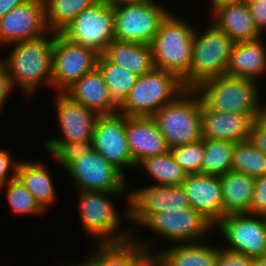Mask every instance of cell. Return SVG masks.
I'll return each mask as SVG.
<instances>
[{"instance_id": "obj_1", "label": "cell", "mask_w": 266, "mask_h": 266, "mask_svg": "<svg viewBox=\"0 0 266 266\" xmlns=\"http://www.w3.org/2000/svg\"><path fill=\"white\" fill-rule=\"evenodd\" d=\"M194 33L190 24L169 13L151 43L155 68L173 73L185 88H190Z\"/></svg>"}, {"instance_id": "obj_2", "label": "cell", "mask_w": 266, "mask_h": 266, "mask_svg": "<svg viewBox=\"0 0 266 266\" xmlns=\"http://www.w3.org/2000/svg\"><path fill=\"white\" fill-rule=\"evenodd\" d=\"M255 80L220 75L202 82L197 88L201 100L212 110L249 115L253 120L266 109L259 103Z\"/></svg>"}, {"instance_id": "obj_3", "label": "cell", "mask_w": 266, "mask_h": 266, "mask_svg": "<svg viewBox=\"0 0 266 266\" xmlns=\"http://www.w3.org/2000/svg\"><path fill=\"white\" fill-rule=\"evenodd\" d=\"M152 118L170 149L203 139L201 97L196 89L186 88Z\"/></svg>"}, {"instance_id": "obj_4", "label": "cell", "mask_w": 266, "mask_h": 266, "mask_svg": "<svg viewBox=\"0 0 266 266\" xmlns=\"http://www.w3.org/2000/svg\"><path fill=\"white\" fill-rule=\"evenodd\" d=\"M15 42L10 55L2 60L15 84L30 95L41 82L52 86L53 36ZM45 80V81H43Z\"/></svg>"}, {"instance_id": "obj_5", "label": "cell", "mask_w": 266, "mask_h": 266, "mask_svg": "<svg viewBox=\"0 0 266 266\" xmlns=\"http://www.w3.org/2000/svg\"><path fill=\"white\" fill-rule=\"evenodd\" d=\"M185 89L176 75L154 68L138 77L136 84L119 105L118 113L152 117Z\"/></svg>"}, {"instance_id": "obj_6", "label": "cell", "mask_w": 266, "mask_h": 266, "mask_svg": "<svg viewBox=\"0 0 266 266\" xmlns=\"http://www.w3.org/2000/svg\"><path fill=\"white\" fill-rule=\"evenodd\" d=\"M234 41L213 23L202 34L194 33L190 66V88L202 82L227 74Z\"/></svg>"}, {"instance_id": "obj_7", "label": "cell", "mask_w": 266, "mask_h": 266, "mask_svg": "<svg viewBox=\"0 0 266 266\" xmlns=\"http://www.w3.org/2000/svg\"><path fill=\"white\" fill-rule=\"evenodd\" d=\"M79 211L83 228L87 234L96 238L97 243H117L133 237L131 230L122 234L119 230L120 218L114 204L108 198L126 192L80 191ZM126 232V233H125ZM130 232V233H129Z\"/></svg>"}, {"instance_id": "obj_8", "label": "cell", "mask_w": 266, "mask_h": 266, "mask_svg": "<svg viewBox=\"0 0 266 266\" xmlns=\"http://www.w3.org/2000/svg\"><path fill=\"white\" fill-rule=\"evenodd\" d=\"M60 33L68 40L102 55L115 40L114 5L110 0L96 1L79 13Z\"/></svg>"}, {"instance_id": "obj_9", "label": "cell", "mask_w": 266, "mask_h": 266, "mask_svg": "<svg viewBox=\"0 0 266 266\" xmlns=\"http://www.w3.org/2000/svg\"><path fill=\"white\" fill-rule=\"evenodd\" d=\"M114 5L115 40L149 44L169 14L155 2L112 3Z\"/></svg>"}, {"instance_id": "obj_10", "label": "cell", "mask_w": 266, "mask_h": 266, "mask_svg": "<svg viewBox=\"0 0 266 266\" xmlns=\"http://www.w3.org/2000/svg\"><path fill=\"white\" fill-rule=\"evenodd\" d=\"M53 34L52 87L64 92L84 74L97 65V54L93 49L68 40L61 33Z\"/></svg>"}, {"instance_id": "obj_11", "label": "cell", "mask_w": 266, "mask_h": 266, "mask_svg": "<svg viewBox=\"0 0 266 266\" xmlns=\"http://www.w3.org/2000/svg\"><path fill=\"white\" fill-rule=\"evenodd\" d=\"M127 198L129 207L125 216L141 226L153 214L191 208L182 185H150L131 192Z\"/></svg>"}, {"instance_id": "obj_12", "label": "cell", "mask_w": 266, "mask_h": 266, "mask_svg": "<svg viewBox=\"0 0 266 266\" xmlns=\"http://www.w3.org/2000/svg\"><path fill=\"white\" fill-rule=\"evenodd\" d=\"M66 171L79 191L125 192L127 189L123 172L94 149L72 162Z\"/></svg>"}, {"instance_id": "obj_13", "label": "cell", "mask_w": 266, "mask_h": 266, "mask_svg": "<svg viewBox=\"0 0 266 266\" xmlns=\"http://www.w3.org/2000/svg\"><path fill=\"white\" fill-rule=\"evenodd\" d=\"M215 226L227 239L229 247L226 249L252 258L266 255V217H251L250 213L229 214Z\"/></svg>"}, {"instance_id": "obj_14", "label": "cell", "mask_w": 266, "mask_h": 266, "mask_svg": "<svg viewBox=\"0 0 266 266\" xmlns=\"http://www.w3.org/2000/svg\"><path fill=\"white\" fill-rule=\"evenodd\" d=\"M50 33L45 0H28L0 18V43L4 45L36 40Z\"/></svg>"}, {"instance_id": "obj_15", "label": "cell", "mask_w": 266, "mask_h": 266, "mask_svg": "<svg viewBox=\"0 0 266 266\" xmlns=\"http://www.w3.org/2000/svg\"><path fill=\"white\" fill-rule=\"evenodd\" d=\"M175 243H198L214 227L193 208L151 215L142 226Z\"/></svg>"}, {"instance_id": "obj_16", "label": "cell", "mask_w": 266, "mask_h": 266, "mask_svg": "<svg viewBox=\"0 0 266 266\" xmlns=\"http://www.w3.org/2000/svg\"><path fill=\"white\" fill-rule=\"evenodd\" d=\"M57 115L64 139H48L46 150L52 155L63 143L93 140L98 117L96 111L86 108L82 103L72 100L64 92L57 94Z\"/></svg>"}, {"instance_id": "obj_17", "label": "cell", "mask_w": 266, "mask_h": 266, "mask_svg": "<svg viewBox=\"0 0 266 266\" xmlns=\"http://www.w3.org/2000/svg\"><path fill=\"white\" fill-rule=\"evenodd\" d=\"M92 141L93 149L123 173V168L135 166L128 148L125 115H100Z\"/></svg>"}, {"instance_id": "obj_18", "label": "cell", "mask_w": 266, "mask_h": 266, "mask_svg": "<svg viewBox=\"0 0 266 266\" xmlns=\"http://www.w3.org/2000/svg\"><path fill=\"white\" fill-rule=\"evenodd\" d=\"M182 186L191 208L198 211L213 226L226 216L220 176L189 174Z\"/></svg>"}, {"instance_id": "obj_19", "label": "cell", "mask_w": 266, "mask_h": 266, "mask_svg": "<svg viewBox=\"0 0 266 266\" xmlns=\"http://www.w3.org/2000/svg\"><path fill=\"white\" fill-rule=\"evenodd\" d=\"M126 134L135 166L147 157L170 151L165 137L152 117L126 116Z\"/></svg>"}, {"instance_id": "obj_20", "label": "cell", "mask_w": 266, "mask_h": 266, "mask_svg": "<svg viewBox=\"0 0 266 266\" xmlns=\"http://www.w3.org/2000/svg\"><path fill=\"white\" fill-rule=\"evenodd\" d=\"M213 23L234 42L254 41L261 38L246 2L212 3Z\"/></svg>"}, {"instance_id": "obj_21", "label": "cell", "mask_w": 266, "mask_h": 266, "mask_svg": "<svg viewBox=\"0 0 266 266\" xmlns=\"http://www.w3.org/2000/svg\"><path fill=\"white\" fill-rule=\"evenodd\" d=\"M202 138L226 140L233 143L249 139L253 119L249 115L210 109L201 100Z\"/></svg>"}, {"instance_id": "obj_22", "label": "cell", "mask_w": 266, "mask_h": 266, "mask_svg": "<svg viewBox=\"0 0 266 266\" xmlns=\"http://www.w3.org/2000/svg\"><path fill=\"white\" fill-rule=\"evenodd\" d=\"M64 93L72 100L82 103L86 108L96 111L99 115L118 113L119 105L111 97L109 88L97 68L84 74Z\"/></svg>"}, {"instance_id": "obj_23", "label": "cell", "mask_w": 266, "mask_h": 266, "mask_svg": "<svg viewBox=\"0 0 266 266\" xmlns=\"http://www.w3.org/2000/svg\"><path fill=\"white\" fill-rule=\"evenodd\" d=\"M158 253L153 255V266H217L218 248L202 241L177 243Z\"/></svg>"}, {"instance_id": "obj_24", "label": "cell", "mask_w": 266, "mask_h": 266, "mask_svg": "<svg viewBox=\"0 0 266 266\" xmlns=\"http://www.w3.org/2000/svg\"><path fill=\"white\" fill-rule=\"evenodd\" d=\"M259 38L254 41L235 42L228 62L227 75L256 80L266 72V50Z\"/></svg>"}, {"instance_id": "obj_25", "label": "cell", "mask_w": 266, "mask_h": 266, "mask_svg": "<svg viewBox=\"0 0 266 266\" xmlns=\"http://www.w3.org/2000/svg\"><path fill=\"white\" fill-rule=\"evenodd\" d=\"M103 55L111 63L128 69L137 76H142L155 68L152 47L149 44L113 40Z\"/></svg>"}, {"instance_id": "obj_26", "label": "cell", "mask_w": 266, "mask_h": 266, "mask_svg": "<svg viewBox=\"0 0 266 266\" xmlns=\"http://www.w3.org/2000/svg\"><path fill=\"white\" fill-rule=\"evenodd\" d=\"M220 183L225 214H251L255 179L244 173L229 171L220 176Z\"/></svg>"}, {"instance_id": "obj_27", "label": "cell", "mask_w": 266, "mask_h": 266, "mask_svg": "<svg viewBox=\"0 0 266 266\" xmlns=\"http://www.w3.org/2000/svg\"><path fill=\"white\" fill-rule=\"evenodd\" d=\"M49 171L41 163L20 162L16 178L33 194L40 207L45 210L52 204L56 192Z\"/></svg>"}, {"instance_id": "obj_28", "label": "cell", "mask_w": 266, "mask_h": 266, "mask_svg": "<svg viewBox=\"0 0 266 266\" xmlns=\"http://www.w3.org/2000/svg\"><path fill=\"white\" fill-rule=\"evenodd\" d=\"M132 237L117 243H104V266H153V251Z\"/></svg>"}, {"instance_id": "obj_29", "label": "cell", "mask_w": 266, "mask_h": 266, "mask_svg": "<svg viewBox=\"0 0 266 266\" xmlns=\"http://www.w3.org/2000/svg\"><path fill=\"white\" fill-rule=\"evenodd\" d=\"M96 68L108 86L111 97L120 105L136 84L139 76L111 63L103 54L98 56Z\"/></svg>"}, {"instance_id": "obj_30", "label": "cell", "mask_w": 266, "mask_h": 266, "mask_svg": "<svg viewBox=\"0 0 266 266\" xmlns=\"http://www.w3.org/2000/svg\"><path fill=\"white\" fill-rule=\"evenodd\" d=\"M136 166H142L159 186L182 185L188 175L175 161L172 153L147 157Z\"/></svg>"}, {"instance_id": "obj_31", "label": "cell", "mask_w": 266, "mask_h": 266, "mask_svg": "<svg viewBox=\"0 0 266 266\" xmlns=\"http://www.w3.org/2000/svg\"><path fill=\"white\" fill-rule=\"evenodd\" d=\"M234 143L204 138V157L201 174L222 176L232 171Z\"/></svg>"}, {"instance_id": "obj_32", "label": "cell", "mask_w": 266, "mask_h": 266, "mask_svg": "<svg viewBox=\"0 0 266 266\" xmlns=\"http://www.w3.org/2000/svg\"><path fill=\"white\" fill-rule=\"evenodd\" d=\"M98 0H45L49 31L60 33L83 10Z\"/></svg>"}, {"instance_id": "obj_33", "label": "cell", "mask_w": 266, "mask_h": 266, "mask_svg": "<svg viewBox=\"0 0 266 266\" xmlns=\"http://www.w3.org/2000/svg\"><path fill=\"white\" fill-rule=\"evenodd\" d=\"M232 171L244 173L252 178L266 175V155L249 140L234 143Z\"/></svg>"}, {"instance_id": "obj_34", "label": "cell", "mask_w": 266, "mask_h": 266, "mask_svg": "<svg viewBox=\"0 0 266 266\" xmlns=\"http://www.w3.org/2000/svg\"><path fill=\"white\" fill-rule=\"evenodd\" d=\"M6 187L7 202L13 213L23 215L40 214L44 210L35 200L33 194L17 179L4 185Z\"/></svg>"}, {"instance_id": "obj_35", "label": "cell", "mask_w": 266, "mask_h": 266, "mask_svg": "<svg viewBox=\"0 0 266 266\" xmlns=\"http://www.w3.org/2000/svg\"><path fill=\"white\" fill-rule=\"evenodd\" d=\"M175 161L189 174H201L204 157V138L186 145L170 149Z\"/></svg>"}, {"instance_id": "obj_36", "label": "cell", "mask_w": 266, "mask_h": 266, "mask_svg": "<svg viewBox=\"0 0 266 266\" xmlns=\"http://www.w3.org/2000/svg\"><path fill=\"white\" fill-rule=\"evenodd\" d=\"M93 149V141H76L63 143L52 156L66 169L72 162Z\"/></svg>"}, {"instance_id": "obj_37", "label": "cell", "mask_w": 266, "mask_h": 266, "mask_svg": "<svg viewBox=\"0 0 266 266\" xmlns=\"http://www.w3.org/2000/svg\"><path fill=\"white\" fill-rule=\"evenodd\" d=\"M248 140L266 155V109L253 120Z\"/></svg>"}, {"instance_id": "obj_38", "label": "cell", "mask_w": 266, "mask_h": 266, "mask_svg": "<svg viewBox=\"0 0 266 266\" xmlns=\"http://www.w3.org/2000/svg\"><path fill=\"white\" fill-rule=\"evenodd\" d=\"M253 258L222 247L218 249L217 266H252Z\"/></svg>"}, {"instance_id": "obj_39", "label": "cell", "mask_w": 266, "mask_h": 266, "mask_svg": "<svg viewBox=\"0 0 266 266\" xmlns=\"http://www.w3.org/2000/svg\"><path fill=\"white\" fill-rule=\"evenodd\" d=\"M251 215L266 217V175L255 179Z\"/></svg>"}, {"instance_id": "obj_40", "label": "cell", "mask_w": 266, "mask_h": 266, "mask_svg": "<svg viewBox=\"0 0 266 266\" xmlns=\"http://www.w3.org/2000/svg\"><path fill=\"white\" fill-rule=\"evenodd\" d=\"M18 164L19 161H12L9 151L0 149V190L4 188L6 183L16 178ZM10 170L12 171V175L8 176Z\"/></svg>"}, {"instance_id": "obj_41", "label": "cell", "mask_w": 266, "mask_h": 266, "mask_svg": "<svg viewBox=\"0 0 266 266\" xmlns=\"http://www.w3.org/2000/svg\"><path fill=\"white\" fill-rule=\"evenodd\" d=\"M246 4L258 30L266 31V0H247Z\"/></svg>"}, {"instance_id": "obj_42", "label": "cell", "mask_w": 266, "mask_h": 266, "mask_svg": "<svg viewBox=\"0 0 266 266\" xmlns=\"http://www.w3.org/2000/svg\"><path fill=\"white\" fill-rule=\"evenodd\" d=\"M14 82L10 76L6 66L3 64L2 59L0 60V109L3 106L8 94L14 87Z\"/></svg>"}, {"instance_id": "obj_43", "label": "cell", "mask_w": 266, "mask_h": 266, "mask_svg": "<svg viewBox=\"0 0 266 266\" xmlns=\"http://www.w3.org/2000/svg\"><path fill=\"white\" fill-rule=\"evenodd\" d=\"M98 252L95 253L91 258L84 263H80L77 266H104V243H98Z\"/></svg>"}, {"instance_id": "obj_44", "label": "cell", "mask_w": 266, "mask_h": 266, "mask_svg": "<svg viewBox=\"0 0 266 266\" xmlns=\"http://www.w3.org/2000/svg\"><path fill=\"white\" fill-rule=\"evenodd\" d=\"M28 0H0V18H2L10 10L20 6Z\"/></svg>"}, {"instance_id": "obj_45", "label": "cell", "mask_w": 266, "mask_h": 266, "mask_svg": "<svg viewBox=\"0 0 266 266\" xmlns=\"http://www.w3.org/2000/svg\"><path fill=\"white\" fill-rule=\"evenodd\" d=\"M111 3H149V2H155L154 0H110Z\"/></svg>"}, {"instance_id": "obj_46", "label": "cell", "mask_w": 266, "mask_h": 266, "mask_svg": "<svg viewBox=\"0 0 266 266\" xmlns=\"http://www.w3.org/2000/svg\"><path fill=\"white\" fill-rule=\"evenodd\" d=\"M252 266H266V255L253 258Z\"/></svg>"}, {"instance_id": "obj_47", "label": "cell", "mask_w": 266, "mask_h": 266, "mask_svg": "<svg viewBox=\"0 0 266 266\" xmlns=\"http://www.w3.org/2000/svg\"><path fill=\"white\" fill-rule=\"evenodd\" d=\"M247 0H212L211 3H233V2H246Z\"/></svg>"}]
</instances>
